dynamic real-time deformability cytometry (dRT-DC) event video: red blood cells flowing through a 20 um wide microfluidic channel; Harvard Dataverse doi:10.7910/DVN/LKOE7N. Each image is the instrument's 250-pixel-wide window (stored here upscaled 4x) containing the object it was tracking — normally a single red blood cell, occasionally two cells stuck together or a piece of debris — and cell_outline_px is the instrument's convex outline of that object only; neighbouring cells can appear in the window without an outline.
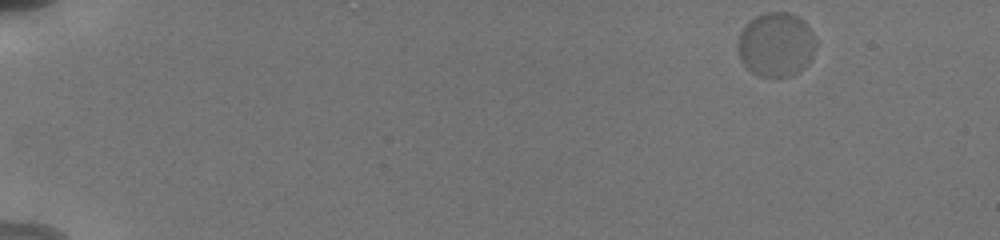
{"species": "human", "species_latin": "Homo sapiens", "temperature_condition": "cold", "stored_images_in_passage": 22, "camera_frame_rate_fps": 3000, "um_per_image_px": 0.085, "donor": {"sex": "male"}, "frame": {"image": 1, "passage_image": 1, "time_ms": 0.0, "image_size_px": [1000, 240], "cell_outline_px": [[816, 44], [812, 56], [808, 64], [804, 68], [788, 76], [776, 80], [760, 76], [752, 72], [740, 60], [736, 48], [736, 44], [740, 32], [756, 16], [764, 12], [788, 12], [804, 20], [808, 24], [816, 40]], "centroid_in_image_um": [65.96, 3.81], "position_along_channel_um": 19.0, "area_um2": 29.65}}
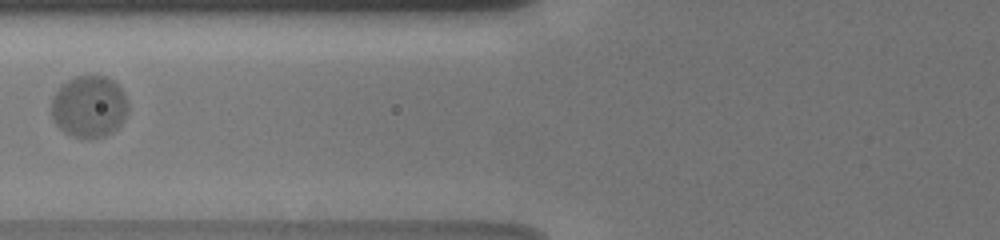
{"frame": {"image": 2, "passage_image": 8, "time_ms": 6.333, "image_size_px": [1000, 240], "cell_outline_px": [[128, 112], [124, 120], [112, 132], [104, 136], [88, 140], [80, 140], [64, 132], [52, 120], [52, 96], [60, 84], [76, 76], [108, 76], [124, 92], [128, 100]], "centroid_in_image_um": [7.57, 9.08], "position_along_channel_um": 118.2, "area_um2": 28.21}}
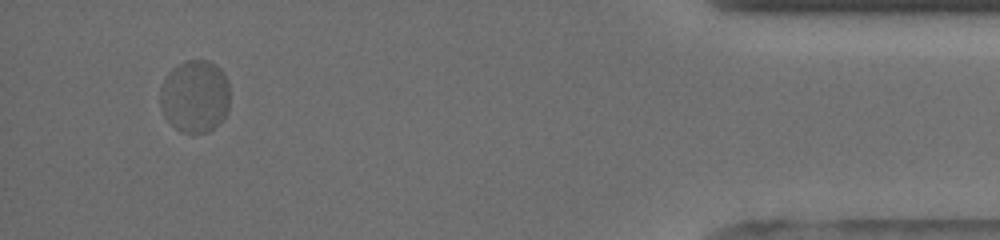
{"frame": {"image": 3, "passage_image": 20, "time_ms": 15.667, "image_size_px": [1000, 240], "cell_outline_px": [[228, 112], [224, 120], [208, 132], [180, 132], [164, 116], [160, 108], [160, 88], [168, 72], [176, 64], [184, 60], [208, 60], [216, 64], [220, 68], [228, 84]], "centroid_in_image_um": [16.55, 8.17], "position_along_channel_um": 418.6, "area_um2": 29.77}, "authors_computed_cell_mechanics": {"area_um2": 29.0445, "velocity_mm_per_s": 3.7764, "shape_relaxation_time_tau1_ms": 8.0095, "shape_relaxation_time_tau2_ms": null, "deformation_change_tau1": 0.0072, "deformation_change_tau2": null}}